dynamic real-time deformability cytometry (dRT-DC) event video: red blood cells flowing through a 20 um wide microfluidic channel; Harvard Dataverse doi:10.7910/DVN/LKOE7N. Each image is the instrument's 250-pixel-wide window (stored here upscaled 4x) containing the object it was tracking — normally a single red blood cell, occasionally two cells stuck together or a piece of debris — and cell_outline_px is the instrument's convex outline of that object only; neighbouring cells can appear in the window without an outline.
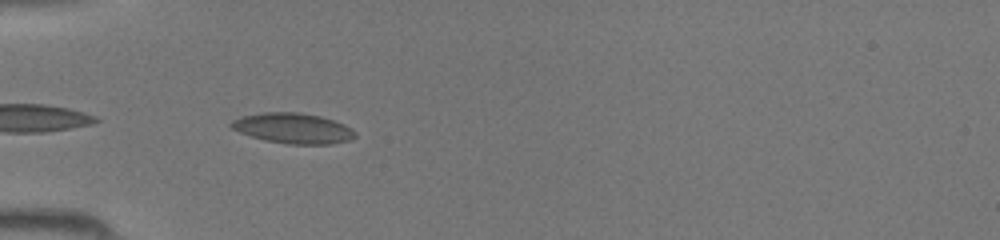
{"species": "common noctule bat (a hibernating species)", "species_latin": "Nyctalus noctula", "temperature_condition": "room temperature", "stored_images_in_passage": 21, "camera_frame_rate_fps": 3000, "um_per_image_px": 0.085, "animal": {"sex": "female", "body_mass_g": 19.5, "forearm_length_mm": 54.1}, "frame": {"image": 1, "passage_image": 2, "time_ms": 0.333, "image_size_px": [1000, 240], "cell_outline_px": [[356, 136], [352, 140], [332, 144], [288, 144], [264, 140], [240, 132], [232, 128], [228, 124], [232, 120], [240, 116], [264, 112], [300, 112], [320, 116], [344, 124], [352, 128], [356, 132]], "centroid_in_image_um": [24.93, 10.9], "position_along_channel_um": 60.1, "area_um2": 22.08}}
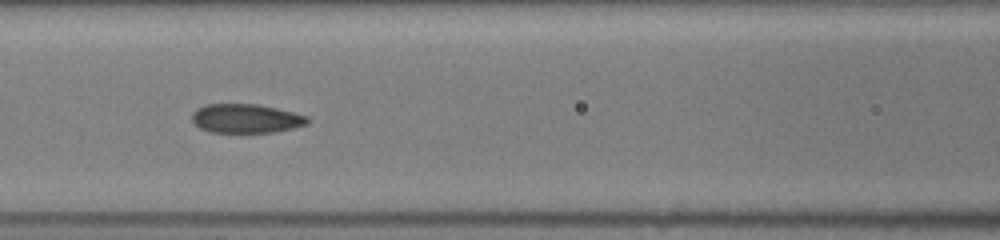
{"frame": {"image": 2, "passage_image": 8, "time_ms": 2.333, "image_size_px": [1000, 240], "cell_outline_px": [[308, 124], [292, 128], [272, 132], [212, 132], [200, 128], [192, 120], [192, 112], [196, 108], [204, 104], [260, 104], [308, 116]], "centroid_in_image_um": [20.88, 10.06], "position_along_channel_um": 145.7, "area_um2": 19.48}}
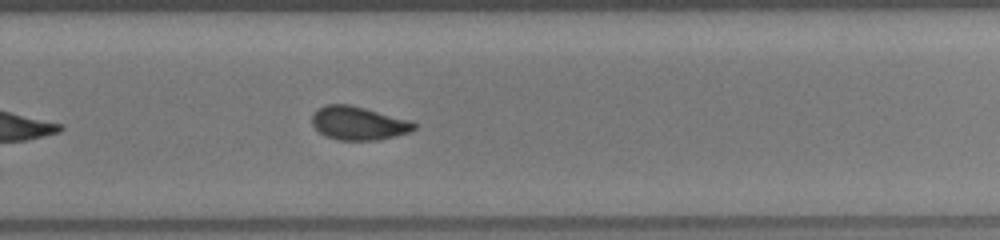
{"frame": {"image": 3, "passage_image": 18, "time_ms": 5.667, "image_size_px": [1000, 240], "cell_outline_px": [[416, 128], [408, 132], [396, 136], [376, 140], [336, 140], [324, 136], [312, 124], [312, 116], [324, 104], [348, 104], [364, 108], [408, 120], [416, 124]], "centroid_in_image_um": [30.44, 10.48], "position_along_channel_um": 299.4, "area_um2": 19.65}}